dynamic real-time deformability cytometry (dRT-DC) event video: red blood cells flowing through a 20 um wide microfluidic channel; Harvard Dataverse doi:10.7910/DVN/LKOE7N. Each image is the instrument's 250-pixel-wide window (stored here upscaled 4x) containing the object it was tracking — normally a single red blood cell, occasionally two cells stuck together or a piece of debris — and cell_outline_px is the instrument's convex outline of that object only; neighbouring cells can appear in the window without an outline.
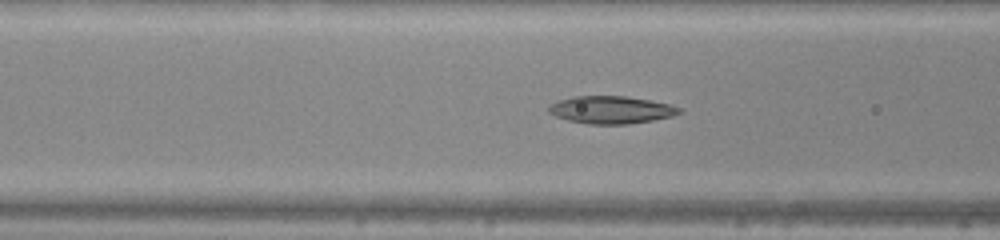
{"species": "common noctule bat (a hibernating species)", "species_latin": "Nyctalus noctula", "temperature_condition": "warm", "stored_images_in_passage": 6, "camera_frame_rate_fps": 3000, "um_per_image_px": 0.085, "animal": {"sex": "male", "body_mass_g": 20.0, "forearm_length_mm": 53.3}, "frame": {"image": 1, "passage_image": 5, "time_ms": 1.333, "image_size_px": [1000, 240], "cell_outline_px": [[684, 112], [672, 116], [652, 120], [628, 124], [588, 124], [568, 120], [556, 116], [548, 112], [548, 108], [552, 104], [560, 100], [572, 96], [624, 96], [672, 104], [680, 108]], "centroid_in_image_um": [51.97, 9.33], "position_along_channel_um": 114.6, "area_um2": 20.87}}